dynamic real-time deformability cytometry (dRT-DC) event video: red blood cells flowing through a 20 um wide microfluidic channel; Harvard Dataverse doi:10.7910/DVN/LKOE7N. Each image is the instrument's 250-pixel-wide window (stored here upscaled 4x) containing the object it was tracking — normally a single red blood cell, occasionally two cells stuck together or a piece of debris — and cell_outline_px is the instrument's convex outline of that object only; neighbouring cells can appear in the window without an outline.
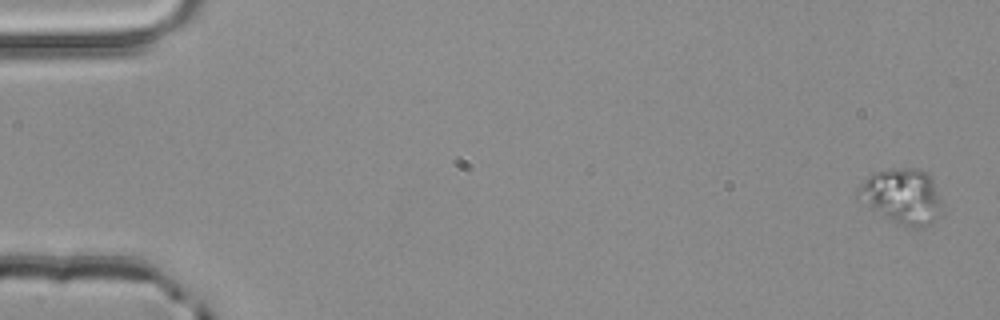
{"species": "common noctule bat (a hibernating species)", "species_latin": "Nyctalus noctula", "temperature_condition": "room temperature", "stored_images_in_passage": 2, "camera_frame_rate_fps": 3000, "um_per_image_px": 0.085, "animal": {"sex": "male", "body_mass_g": 20.4}, "frame": {"image": 1, "passage_image": 2, "time_ms": 0.333, "image_size_px": [1000, 320], "cell_outline_px": [[944, 212], [928, 228], [912, 228], [896, 224], [872, 208], [856, 196], [856, 192], [864, 180], [872, 172], [888, 168], [920, 168], [932, 176]], "centroid_in_image_um": [76.74, 16.69], "position_along_channel_um": 8.3, "area_um2": 27.57}}